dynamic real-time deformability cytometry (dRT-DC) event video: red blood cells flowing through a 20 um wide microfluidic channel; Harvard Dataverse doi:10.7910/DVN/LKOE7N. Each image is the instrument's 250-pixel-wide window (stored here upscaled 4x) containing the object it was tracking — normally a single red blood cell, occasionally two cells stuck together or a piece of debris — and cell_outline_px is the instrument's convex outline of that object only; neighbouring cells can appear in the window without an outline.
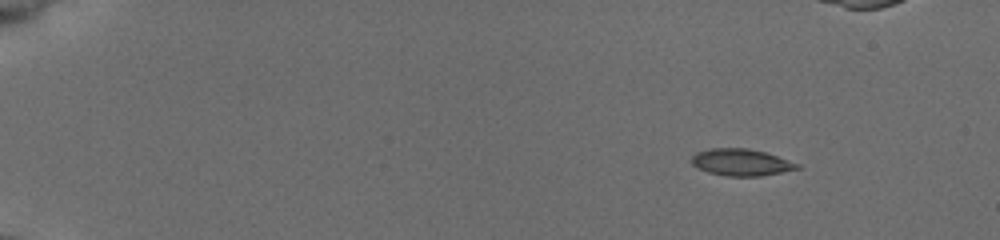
{"species": "common noctule bat (a hibernating species)", "species_latin": "Nyctalus noctula", "temperature_condition": "cold", "stored_images_in_passage": 24, "camera_frame_rate_fps": 3000, "um_per_image_px": 0.085, "animal": {"sex": "female", "body_mass_g": 19.5, "forearm_length_mm": 54.1}, "frame": {"image": 1, "passage_image": 1, "time_ms": 0.0, "image_size_px": [1000, 240], "cell_outline_px": [[804, 168], [760, 176], [724, 176], [708, 172], [696, 168], [692, 164], [692, 156], [696, 152], [708, 148], [748, 148], [764, 152], [800, 164]], "centroid_in_image_um": [62.99, 13.8], "position_along_channel_um": 22.0, "area_um2": 16.65}}
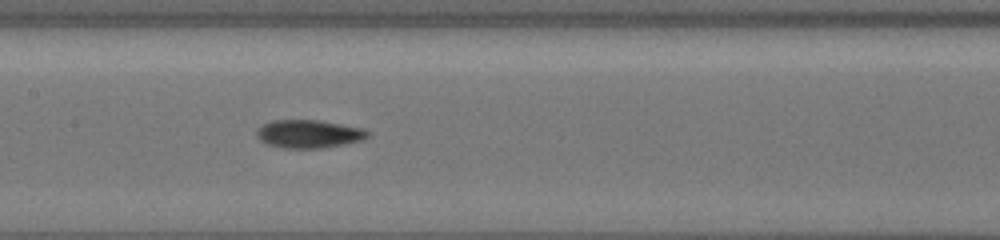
{"frame": {"image": 2, "passage_image": 14, "time_ms": 4.333, "image_size_px": [1000, 240], "cell_outline_px": [[368, 136], [364, 140], [324, 148], [280, 148], [264, 144], [256, 136], [256, 132], [264, 124], [272, 120], [320, 120], [364, 128], [368, 132]], "centroid_in_image_um": [26.24, 11.39], "position_along_channel_um": 181.2, "area_um2": 18.38}}
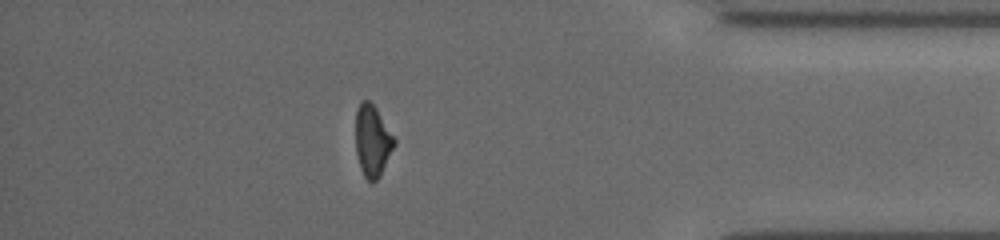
{"frame": {"image": 3, "passage_image": 21, "time_ms": 6.667, "image_size_px": [1000, 240], "cell_outline_px": [[396, 144], [380, 176], [372, 184], [364, 176], [360, 168], [356, 152], [356, 108], [360, 100], [368, 100], [376, 108], [396, 140]], "centroid_in_image_um": [31.65, 11.98], "position_along_channel_um": 403.5, "area_um2": 16.18}}